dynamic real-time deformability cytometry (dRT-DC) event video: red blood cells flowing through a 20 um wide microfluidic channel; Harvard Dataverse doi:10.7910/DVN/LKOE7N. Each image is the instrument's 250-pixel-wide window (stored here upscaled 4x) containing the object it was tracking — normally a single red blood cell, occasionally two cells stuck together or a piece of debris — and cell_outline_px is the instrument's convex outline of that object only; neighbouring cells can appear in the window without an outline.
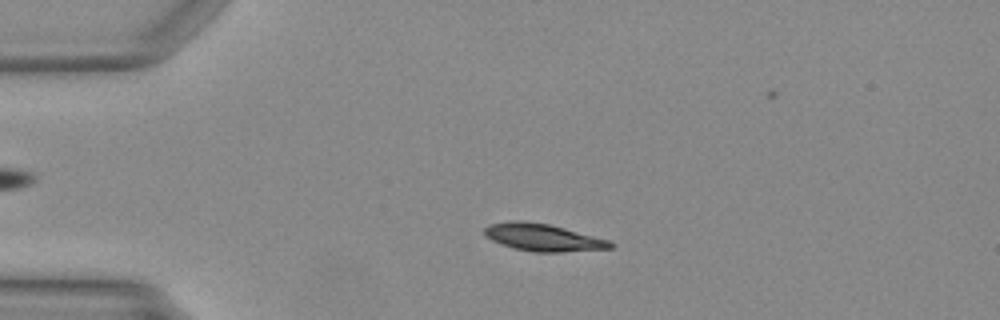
{"species": "Egyptian fruit bat (a non-hibernating species)", "species_latin": "Rousettus aegyptiacus", "temperature_condition": "warm", "stored_images_in_passage": 44, "camera_frame_rate_fps": 3000, "um_per_image_px": 0.085, "animal": {"sex": "female"}, "frame": {"image": 1, "passage_image": 9, "time_ms": 2.667, "image_size_px": [1000, 320], "cell_outline_px": [[616, 248], [560, 252], [536, 252], [512, 248], [500, 244], [484, 236], [484, 228], [488, 224], [512, 220], [524, 220], [548, 224], [564, 228], [608, 240], [616, 244]], "centroid_in_image_um": [46.13, 20.18], "position_along_channel_um": 38.9, "area_um2": 20.17}}
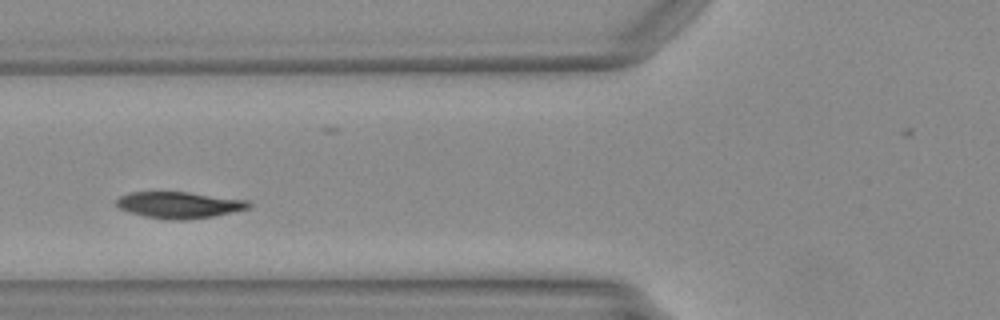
{"frame": {"image": 2, "passage_image": 17, "time_ms": 5.333, "image_size_px": [1000, 320], "cell_outline_px": [[252, 204], [248, 208], [216, 216], [184, 220], [172, 220], [144, 216], [128, 212], [120, 208], [116, 204], [116, 200], [120, 196], [128, 192], [188, 192], [248, 200]], "centroid_in_image_um": [15.23, 17.42], "position_along_channel_um": 110.6, "area_um2": 20.4}}
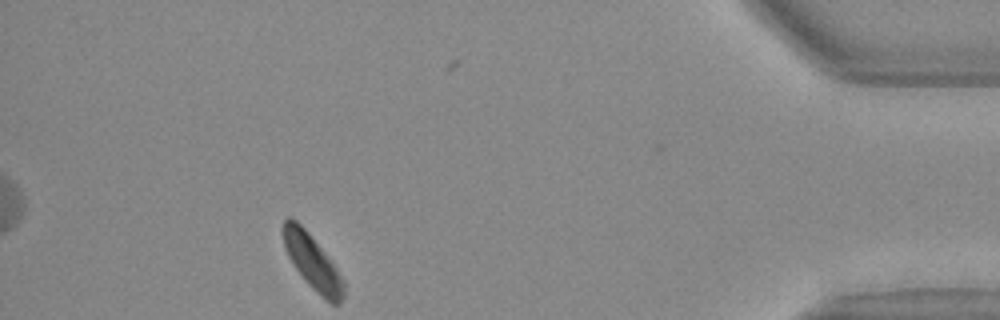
{"frame": {"image": 3, "passage_image": 43, "time_ms": 14.0, "image_size_px": [1000, 320], "cell_outline_px": [[344, 296], [340, 304], [332, 304], [316, 292], [312, 288], [296, 268], [288, 256], [284, 248], [280, 228], [284, 220], [288, 216], [296, 220], [308, 232], [344, 280]], "centroid_in_image_um": [26.51, 22.25], "position_along_channel_um": 408.7, "area_um2": 18.96}}